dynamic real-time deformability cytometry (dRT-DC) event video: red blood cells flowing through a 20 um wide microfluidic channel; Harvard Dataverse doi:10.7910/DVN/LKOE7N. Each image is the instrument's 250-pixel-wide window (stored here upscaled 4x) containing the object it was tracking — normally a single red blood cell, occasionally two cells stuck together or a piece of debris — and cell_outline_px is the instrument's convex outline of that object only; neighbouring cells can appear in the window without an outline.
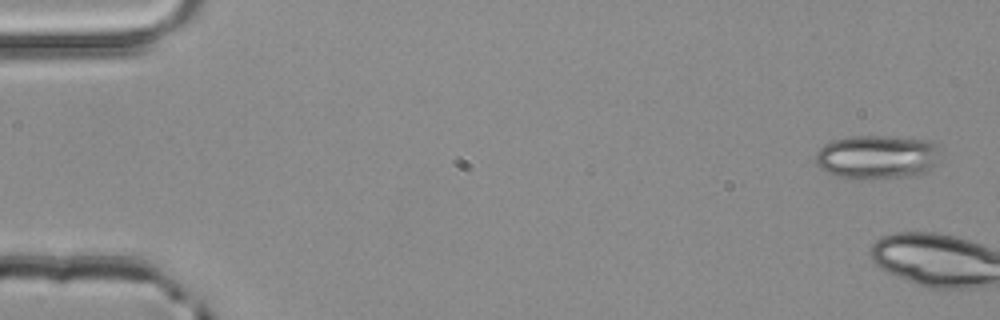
{"species": "common noctule bat (a hibernating species)", "species_latin": "Nyctalus noctula", "temperature_condition": "room temperature", "stored_images_in_passage": 3, "camera_frame_rate_fps": 3000, "um_per_image_px": 0.085, "animal": {"sex": "male", "body_mass_g": 20.4}, "frame": {"image": 1, "passage_image": 1, "time_ms": 0.0, "image_size_px": [1000, 320], "cell_outline_px": [[936, 164], [924, 172], [916, 176], [856, 180], [836, 176], [820, 168], [816, 164], [816, 152], [824, 144], [832, 140], [852, 136], [888, 136], [928, 140], [932, 144], [936, 160]], "centroid_in_image_um": [74.45, 13.36], "position_along_channel_um": 10.5, "area_um2": 31.73}}